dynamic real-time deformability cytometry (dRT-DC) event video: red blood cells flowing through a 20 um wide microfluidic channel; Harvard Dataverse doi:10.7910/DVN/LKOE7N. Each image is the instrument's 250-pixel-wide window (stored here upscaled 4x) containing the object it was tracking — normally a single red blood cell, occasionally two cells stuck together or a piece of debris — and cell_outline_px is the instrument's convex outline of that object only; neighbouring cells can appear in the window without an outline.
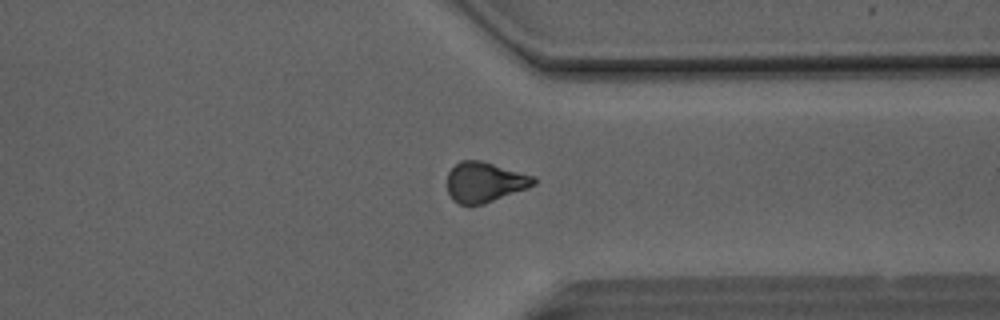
{"species": "Egyptian fruit bat (a non-hibernating species)", "species_latin": "Rousettus aegyptiacus", "temperature_condition": "room temperature", "stored_images_in_passage": 35, "camera_frame_rate_fps": 3000, "um_per_image_px": 0.085, "animal": {"sex": "male"}, "frame": {"image": 1, "passage_image": 24, "time_ms": 7.667, "image_size_px": [1000, 320], "cell_outline_px": [[536, 184], [528, 188], [484, 204], [460, 204], [452, 200], [448, 192], [448, 172], [460, 160], [480, 160], [536, 176]], "centroid_in_image_um": [41.22, 15.47], "position_along_channel_um": 370.2, "area_um2": 20.29}}
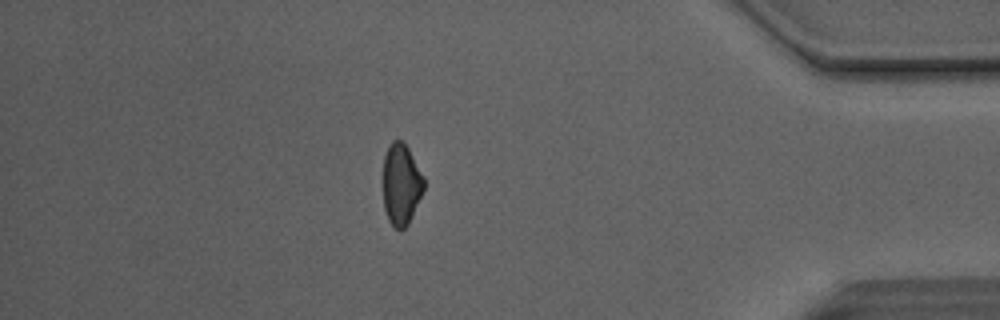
{"frame": {"image": 2, "passage_image": 29, "time_ms": 9.333, "image_size_px": [1000, 320], "cell_outline_px": [[424, 188], [408, 224], [400, 232], [392, 228], [388, 220], [384, 208], [384, 156], [388, 144], [392, 140], [400, 140], [408, 148], [424, 176]], "centroid_in_image_um": [34.09, 15.69], "position_along_channel_um": 401.1, "area_um2": 19.36}, "authors_computed_cell_mechanics": {"area_um2": 20.4034, "velocity_mm_per_s": 4.1446, "shape_relaxation_time_tau1_ms": null, "shape_relaxation_time_tau2_ms": 3.9708, "deformation_change_tau1": null, "deformation_change_tau2": 0.1117}}